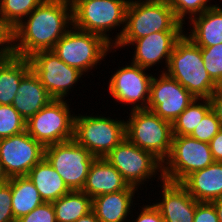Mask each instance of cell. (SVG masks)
<instances>
[{
  "label": "cell",
  "mask_w": 222,
  "mask_h": 222,
  "mask_svg": "<svg viewBox=\"0 0 222 222\" xmlns=\"http://www.w3.org/2000/svg\"><path fill=\"white\" fill-rule=\"evenodd\" d=\"M68 103L65 99L51 100L26 121L27 133L44 147L72 140L76 114Z\"/></svg>",
  "instance_id": "9"
},
{
  "label": "cell",
  "mask_w": 222,
  "mask_h": 222,
  "mask_svg": "<svg viewBox=\"0 0 222 222\" xmlns=\"http://www.w3.org/2000/svg\"><path fill=\"white\" fill-rule=\"evenodd\" d=\"M72 26L71 0H44L13 29L14 55L29 58L52 50Z\"/></svg>",
  "instance_id": "1"
},
{
  "label": "cell",
  "mask_w": 222,
  "mask_h": 222,
  "mask_svg": "<svg viewBox=\"0 0 222 222\" xmlns=\"http://www.w3.org/2000/svg\"><path fill=\"white\" fill-rule=\"evenodd\" d=\"M26 130V121L12 105H0V139Z\"/></svg>",
  "instance_id": "29"
},
{
  "label": "cell",
  "mask_w": 222,
  "mask_h": 222,
  "mask_svg": "<svg viewBox=\"0 0 222 222\" xmlns=\"http://www.w3.org/2000/svg\"><path fill=\"white\" fill-rule=\"evenodd\" d=\"M181 184L198 202H212L222 197V162L214 161L208 167L188 175Z\"/></svg>",
  "instance_id": "20"
},
{
  "label": "cell",
  "mask_w": 222,
  "mask_h": 222,
  "mask_svg": "<svg viewBox=\"0 0 222 222\" xmlns=\"http://www.w3.org/2000/svg\"><path fill=\"white\" fill-rule=\"evenodd\" d=\"M211 109L210 99L196 98L172 123L173 136H189Z\"/></svg>",
  "instance_id": "27"
},
{
  "label": "cell",
  "mask_w": 222,
  "mask_h": 222,
  "mask_svg": "<svg viewBox=\"0 0 222 222\" xmlns=\"http://www.w3.org/2000/svg\"><path fill=\"white\" fill-rule=\"evenodd\" d=\"M10 186L15 221L44 203L39 191L27 176L10 178Z\"/></svg>",
  "instance_id": "25"
},
{
  "label": "cell",
  "mask_w": 222,
  "mask_h": 222,
  "mask_svg": "<svg viewBox=\"0 0 222 222\" xmlns=\"http://www.w3.org/2000/svg\"><path fill=\"white\" fill-rule=\"evenodd\" d=\"M44 202L52 203L70 190L57 171L43 158L27 174Z\"/></svg>",
  "instance_id": "23"
},
{
  "label": "cell",
  "mask_w": 222,
  "mask_h": 222,
  "mask_svg": "<svg viewBox=\"0 0 222 222\" xmlns=\"http://www.w3.org/2000/svg\"><path fill=\"white\" fill-rule=\"evenodd\" d=\"M100 115H75L73 140L96 158H105L126 138L125 120Z\"/></svg>",
  "instance_id": "7"
},
{
  "label": "cell",
  "mask_w": 222,
  "mask_h": 222,
  "mask_svg": "<svg viewBox=\"0 0 222 222\" xmlns=\"http://www.w3.org/2000/svg\"><path fill=\"white\" fill-rule=\"evenodd\" d=\"M30 70L28 58L13 55L0 61V105H12L22 78Z\"/></svg>",
  "instance_id": "24"
},
{
  "label": "cell",
  "mask_w": 222,
  "mask_h": 222,
  "mask_svg": "<svg viewBox=\"0 0 222 222\" xmlns=\"http://www.w3.org/2000/svg\"><path fill=\"white\" fill-rule=\"evenodd\" d=\"M52 205L57 222H76L92 211V199L82 191H70Z\"/></svg>",
  "instance_id": "26"
},
{
  "label": "cell",
  "mask_w": 222,
  "mask_h": 222,
  "mask_svg": "<svg viewBox=\"0 0 222 222\" xmlns=\"http://www.w3.org/2000/svg\"><path fill=\"white\" fill-rule=\"evenodd\" d=\"M165 72L195 98L209 99L217 90V84L204 66L201 48L184 34L175 43Z\"/></svg>",
  "instance_id": "4"
},
{
  "label": "cell",
  "mask_w": 222,
  "mask_h": 222,
  "mask_svg": "<svg viewBox=\"0 0 222 222\" xmlns=\"http://www.w3.org/2000/svg\"><path fill=\"white\" fill-rule=\"evenodd\" d=\"M200 48L204 66L211 79L218 85L222 81V43Z\"/></svg>",
  "instance_id": "31"
},
{
  "label": "cell",
  "mask_w": 222,
  "mask_h": 222,
  "mask_svg": "<svg viewBox=\"0 0 222 222\" xmlns=\"http://www.w3.org/2000/svg\"><path fill=\"white\" fill-rule=\"evenodd\" d=\"M9 181V177L6 175L2 163L0 161V185Z\"/></svg>",
  "instance_id": "42"
},
{
  "label": "cell",
  "mask_w": 222,
  "mask_h": 222,
  "mask_svg": "<svg viewBox=\"0 0 222 222\" xmlns=\"http://www.w3.org/2000/svg\"><path fill=\"white\" fill-rule=\"evenodd\" d=\"M184 32H156L132 41L129 45L134 46V54L131 63L148 69L164 62L165 72L175 43L182 37ZM164 60V61H163Z\"/></svg>",
  "instance_id": "16"
},
{
  "label": "cell",
  "mask_w": 222,
  "mask_h": 222,
  "mask_svg": "<svg viewBox=\"0 0 222 222\" xmlns=\"http://www.w3.org/2000/svg\"><path fill=\"white\" fill-rule=\"evenodd\" d=\"M214 161L222 162V129L209 142Z\"/></svg>",
  "instance_id": "38"
},
{
  "label": "cell",
  "mask_w": 222,
  "mask_h": 222,
  "mask_svg": "<svg viewBox=\"0 0 222 222\" xmlns=\"http://www.w3.org/2000/svg\"><path fill=\"white\" fill-rule=\"evenodd\" d=\"M161 186V187H160ZM161 199L153 203L159 210L164 222H193L196 201L181 184L162 180L158 186Z\"/></svg>",
  "instance_id": "17"
},
{
  "label": "cell",
  "mask_w": 222,
  "mask_h": 222,
  "mask_svg": "<svg viewBox=\"0 0 222 222\" xmlns=\"http://www.w3.org/2000/svg\"><path fill=\"white\" fill-rule=\"evenodd\" d=\"M53 98L31 69L21 80L12 106L27 121Z\"/></svg>",
  "instance_id": "21"
},
{
  "label": "cell",
  "mask_w": 222,
  "mask_h": 222,
  "mask_svg": "<svg viewBox=\"0 0 222 222\" xmlns=\"http://www.w3.org/2000/svg\"><path fill=\"white\" fill-rule=\"evenodd\" d=\"M148 69L128 63L111 74L107 90L118 104H128L129 111L147 109L153 79ZM146 71V72H145Z\"/></svg>",
  "instance_id": "13"
},
{
  "label": "cell",
  "mask_w": 222,
  "mask_h": 222,
  "mask_svg": "<svg viewBox=\"0 0 222 222\" xmlns=\"http://www.w3.org/2000/svg\"><path fill=\"white\" fill-rule=\"evenodd\" d=\"M45 147L24 132L0 139V161L9 178L27 176L44 158Z\"/></svg>",
  "instance_id": "15"
},
{
  "label": "cell",
  "mask_w": 222,
  "mask_h": 222,
  "mask_svg": "<svg viewBox=\"0 0 222 222\" xmlns=\"http://www.w3.org/2000/svg\"><path fill=\"white\" fill-rule=\"evenodd\" d=\"M128 186L120 172L111 163L105 158H95L81 191L93 199L96 196L125 190Z\"/></svg>",
  "instance_id": "19"
},
{
  "label": "cell",
  "mask_w": 222,
  "mask_h": 222,
  "mask_svg": "<svg viewBox=\"0 0 222 222\" xmlns=\"http://www.w3.org/2000/svg\"><path fill=\"white\" fill-rule=\"evenodd\" d=\"M125 120L126 138L139 148L152 153L162 163L172 147V123L148 109L132 110Z\"/></svg>",
  "instance_id": "5"
},
{
  "label": "cell",
  "mask_w": 222,
  "mask_h": 222,
  "mask_svg": "<svg viewBox=\"0 0 222 222\" xmlns=\"http://www.w3.org/2000/svg\"><path fill=\"white\" fill-rule=\"evenodd\" d=\"M165 1L172 8V10L175 13L176 18L183 25L187 24L185 22L187 18L190 20L194 16L200 15L207 9H210L216 6V4L215 5L210 4L211 0H165Z\"/></svg>",
  "instance_id": "30"
},
{
  "label": "cell",
  "mask_w": 222,
  "mask_h": 222,
  "mask_svg": "<svg viewBox=\"0 0 222 222\" xmlns=\"http://www.w3.org/2000/svg\"><path fill=\"white\" fill-rule=\"evenodd\" d=\"M157 77L151 82L147 109L173 123L196 98L166 72Z\"/></svg>",
  "instance_id": "14"
},
{
  "label": "cell",
  "mask_w": 222,
  "mask_h": 222,
  "mask_svg": "<svg viewBox=\"0 0 222 222\" xmlns=\"http://www.w3.org/2000/svg\"><path fill=\"white\" fill-rule=\"evenodd\" d=\"M44 158L62 177L70 191H81L96 157L72 139L46 146Z\"/></svg>",
  "instance_id": "11"
},
{
  "label": "cell",
  "mask_w": 222,
  "mask_h": 222,
  "mask_svg": "<svg viewBox=\"0 0 222 222\" xmlns=\"http://www.w3.org/2000/svg\"><path fill=\"white\" fill-rule=\"evenodd\" d=\"M16 222H57L52 203L44 202Z\"/></svg>",
  "instance_id": "33"
},
{
  "label": "cell",
  "mask_w": 222,
  "mask_h": 222,
  "mask_svg": "<svg viewBox=\"0 0 222 222\" xmlns=\"http://www.w3.org/2000/svg\"><path fill=\"white\" fill-rule=\"evenodd\" d=\"M218 5L188 21L192 27L190 26V32H184V35L199 47L222 43V8Z\"/></svg>",
  "instance_id": "22"
},
{
  "label": "cell",
  "mask_w": 222,
  "mask_h": 222,
  "mask_svg": "<svg viewBox=\"0 0 222 222\" xmlns=\"http://www.w3.org/2000/svg\"><path fill=\"white\" fill-rule=\"evenodd\" d=\"M129 2L130 0H71L73 26L103 37L114 47L123 35ZM116 27L122 28L116 36L111 37L110 32Z\"/></svg>",
  "instance_id": "3"
},
{
  "label": "cell",
  "mask_w": 222,
  "mask_h": 222,
  "mask_svg": "<svg viewBox=\"0 0 222 222\" xmlns=\"http://www.w3.org/2000/svg\"><path fill=\"white\" fill-rule=\"evenodd\" d=\"M141 209L139 212H134L138 215L133 219L134 222H164L162 215L160 214L159 210L151 203L148 205H144L143 207L139 206Z\"/></svg>",
  "instance_id": "37"
},
{
  "label": "cell",
  "mask_w": 222,
  "mask_h": 222,
  "mask_svg": "<svg viewBox=\"0 0 222 222\" xmlns=\"http://www.w3.org/2000/svg\"><path fill=\"white\" fill-rule=\"evenodd\" d=\"M44 0H0V18L16 28Z\"/></svg>",
  "instance_id": "28"
},
{
  "label": "cell",
  "mask_w": 222,
  "mask_h": 222,
  "mask_svg": "<svg viewBox=\"0 0 222 222\" xmlns=\"http://www.w3.org/2000/svg\"><path fill=\"white\" fill-rule=\"evenodd\" d=\"M76 222H100L93 211H90L87 215L80 217Z\"/></svg>",
  "instance_id": "40"
},
{
  "label": "cell",
  "mask_w": 222,
  "mask_h": 222,
  "mask_svg": "<svg viewBox=\"0 0 222 222\" xmlns=\"http://www.w3.org/2000/svg\"><path fill=\"white\" fill-rule=\"evenodd\" d=\"M217 91L222 95V81L217 85Z\"/></svg>",
  "instance_id": "43"
},
{
  "label": "cell",
  "mask_w": 222,
  "mask_h": 222,
  "mask_svg": "<svg viewBox=\"0 0 222 222\" xmlns=\"http://www.w3.org/2000/svg\"><path fill=\"white\" fill-rule=\"evenodd\" d=\"M184 27L165 0H130L123 35L113 48L156 32H185Z\"/></svg>",
  "instance_id": "2"
},
{
  "label": "cell",
  "mask_w": 222,
  "mask_h": 222,
  "mask_svg": "<svg viewBox=\"0 0 222 222\" xmlns=\"http://www.w3.org/2000/svg\"><path fill=\"white\" fill-rule=\"evenodd\" d=\"M214 162L210 145L191 136H173L171 152L163 162V179L181 183L191 173Z\"/></svg>",
  "instance_id": "10"
},
{
  "label": "cell",
  "mask_w": 222,
  "mask_h": 222,
  "mask_svg": "<svg viewBox=\"0 0 222 222\" xmlns=\"http://www.w3.org/2000/svg\"><path fill=\"white\" fill-rule=\"evenodd\" d=\"M138 191L136 187L129 185L125 190L96 196L92 199V211L100 222H129L128 218H134L131 213L137 204L133 202Z\"/></svg>",
  "instance_id": "18"
},
{
  "label": "cell",
  "mask_w": 222,
  "mask_h": 222,
  "mask_svg": "<svg viewBox=\"0 0 222 222\" xmlns=\"http://www.w3.org/2000/svg\"><path fill=\"white\" fill-rule=\"evenodd\" d=\"M193 222H219L212 202H197Z\"/></svg>",
  "instance_id": "36"
},
{
  "label": "cell",
  "mask_w": 222,
  "mask_h": 222,
  "mask_svg": "<svg viewBox=\"0 0 222 222\" xmlns=\"http://www.w3.org/2000/svg\"><path fill=\"white\" fill-rule=\"evenodd\" d=\"M212 110L215 112L217 119L220 121L222 127V95L216 90L209 98Z\"/></svg>",
  "instance_id": "39"
},
{
  "label": "cell",
  "mask_w": 222,
  "mask_h": 222,
  "mask_svg": "<svg viewBox=\"0 0 222 222\" xmlns=\"http://www.w3.org/2000/svg\"><path fill=\"white\" fill-rule=\"evenodd\" d=\"M13 55V29L0 18V61Z\"/></svg>",
  "instance_id": "35"
},
{
  "label": "cell",
  "mask_w": 222,
  "mask_h": 222,
  "mask_svg": "<svg viewBox=\"0 0 222 222\" xmlns=\"http://www.w3.org/2000/svg\"><path fill=\"white\" fill-rule=\"evenodd\" d=\"M218 215L219 222H222V197L212 201Z\"/></svg>",
  "instance_id": "41"
},
{
  "label": "cell",
  "mask_w": 222,
  "mask_h": 222,
  "mask_svg": "<svg viewBox=\"0 0 222 222\" xmlns=\"http://www.w3.org/2000/svg\"><path fill=\"white\" fill-rule=\"evenodd\" d=\"M221 129L220 121L211 109L189 136L209 144Z\"/></svg>",
  "instance_id": "32"
},
{
  "label": "cell",
  "mask_w": 222,
  "mask_h": 222,
  "mask_svg": "<svg viewBox=\"0 0 222 222\" xmlns=\"http://www.w3.org/2000/svg\"><path fill=\"white\" fill-rule=\"evenodd\" d=\"M105 159L120 172L128 185L140 188L141 191L144 189H141V185L152 181L153 177H158L157 182L163 180V163L127 138H124Z\"/></svg>",
  "instance_id": "8"
},
{
  "label": "cell",
  "mask_w": 222,
  "mask_h": 222,
  "mask_svg": "<svg viewBox=\"0 0 222 222\" xmlns=\"http://www.w3.org/2000/svg\"><path fill=\"white\" fill-rule=\"evenodd\" d=\"M0 222H16L12 211L10 178L0 185Z\"/></svg>",
  "instance_id": "34"
},
{
  "label": "cell",
  "mask_w": 222,
  "mask_h": 222,
  "mask_svg": "<svg viewBox=\"0 0 222 222\" xmlns=\"http://www.w3.org/2000/svg\"><path fill=\"white\" fill-rule=\"evenodd\" d=\"M52 51L68 66L75 67L84 74L100 65L108 53L116 52L103 37L74 26L57 41Z\"/></svg>",
  "instance_id": "6"
},
{
  "label": "cell",
  "mask_w": 222,
  "mask_h": 222,
  "mask_svg": "<svg viewBox=\"0 0 222 222\" xmlns=\"http://www.w3.org/2000/svg\"><path fill=\"white\" fill-rule=\"evenodd\" d=\"M28 60L31 69L53 99H66L71 88L85 76L77 68L68 66L52 50L38 51Z\"/></svg>",
  "instance_id": "12"
}]
</instances>
